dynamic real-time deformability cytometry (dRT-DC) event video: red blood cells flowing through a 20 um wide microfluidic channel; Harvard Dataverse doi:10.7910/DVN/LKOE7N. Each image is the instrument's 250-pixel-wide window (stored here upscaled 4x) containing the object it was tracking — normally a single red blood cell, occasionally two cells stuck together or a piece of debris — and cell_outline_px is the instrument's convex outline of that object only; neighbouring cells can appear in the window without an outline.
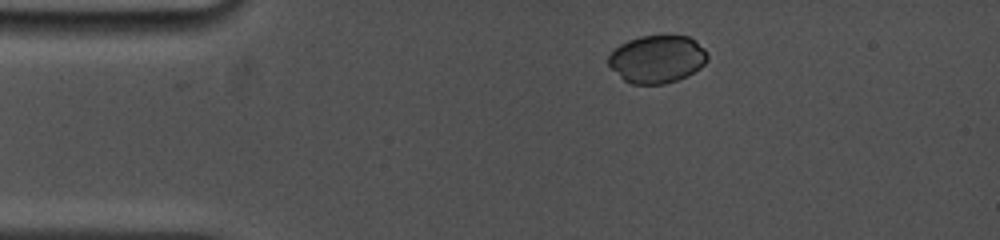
{"species": "common noctule bat (a hibernating species)", "species_latin": "Nyctalus noctula", "temperature_condition": "cold", "stored_images_in_passage": 2, "camera_frame_rate_fps": 5000, "um_per_image_px": 0.085, "animal": {"sex": "female", "body_mass_g": 19.0, "forearm_length_mm": 53.3}, "frame": {"image": 1, "passage_image": 2, "time_ms": 1.0, "image_size_px": [1000, 240], "cell_outline_px": [[708, 60], [700, 68], [676, 80], [664, 84], [632, 84], [624, 80], [608, 64], [608, 56], [620, 44], [628, 40], [640, 36], [688, 36], [696, 40], [708, 52]], "centroid_in_image_um": [55.87, 5.01], "position_along_channel_um": 29.1, "area_um2": 27.4}}